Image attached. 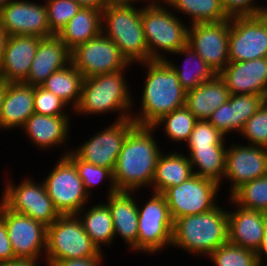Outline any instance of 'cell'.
I'll use <instances>...</instances> for the list:
<instances>
[{
  "label": "cell",
  "mask_w": 267,
  "mask_h": 266,
  "mask_svg": "<svg viewBox=\"0 0 267 266\" xmlns=\"http://www.w3.org/2000/svg\"><path fill=\"white\" fill-rule=\"evenodd\" d=\"M71 63L84 79L130 69L132 66L117 45L103 33L71 50Z\"/></svg>",
  "instance_id": "obj_12"
},
{
  "label": "cell",
  "mask_w": 267,
  "mask_h": 266,
  "mask_svg": "<svg viewBox=\"0 0 267 266\" xmlns=\"http://www.w3.org/2000/svg\"><path fill=\"white\" fill-rule=\"evenodd\" d=\"M50 31L57 35L82 8L76 0H45Z\"/></svg>",
  "instance_id": "obj_38"
},
{
  "label": "cell",
  "mask_w": 267,
  "mask_h": 266,
  "mask_svg": "<svg viewBox=\"0 0 267 266\" xmlns=\"http://www.w3.org/2000/svg\"><path fill=\"white\" fill-rule=\"evenodd\" d=\"M230 19L189 25L187 45L219 74L229 61Z\"/></svg>",
  "instance_id": "obj_16"
},
{
  "label": "cell",
  "mask_w": 267,
  "mask_h": 266,
  "mask_svg": "<svg viewBox=\"0 0 267 266\" xmlns=\"http://www.w3.org/2000/svg\"><path fill=\"white\" fill-rule=\"evenodd\" d=\"M64 155L75 165L78 176L82 179L83 186L85 191L91 197L93 187L98 186V184L102 183L103 180L109 183L108 191L106 196L117 192V188L115 187L113 172L110 169L105 167L96 166L92 163H88L82 159H80L72 150L68 149L65 151Z\"/></svg>",
  "instance_id": "obj_36"
},
{
  "label": "cell",
  "mask_w": 267,
  "mask_h": 266,
  "mask_svg": "<svg viewBox=\"0 0 267 266\" xmlns=\"http://www.w3.org/2000/svg\"><path fill=\"white\" fill-rule=\"evenodd\" d=\"M102 33V10L82 7L57 36L73 50Z\"/></svg>",
  "instance_id": "obj_28"
},
{
  "label": "cell",
  "mask_w": 267,
  "mask_h": 266,
  "mask_svg": "<svg viewBox=\"0 0 267 266\" xmlns=\"http://www.w3.org/2000/svg\"><path fill=\"white\" fill-rule=\"evenodd\" d=\"M196 122L195 116L184 106L163 115L152 127L158 130L159 127L163 126L162 130H165L164 134H166L167 139L179 144V142H187Z\"/></svg>",
  "instance_id": "obj_34"
},
{
  "label": "cell",
  "mask_w": 267,
  "mask_h": 266,
  "mask_svg": "<svg viewBox=\"0 0 267 266\" xmlns=\"http://www.w3.org/2000/svg\"><path fill=\"white\" fill-rule=\"evenodd\" d=\"M174 54L177 56H184V66L180 67L177 64L175 65L172 60H165L176 72L180 85L186 90V92L195 89L205 81L212 80L217 75V73L212 70L189 45L180 48L172 55Z\"/></svg>",
  "instance_id": "obj_30"
},
{
  "label": "cell",
  "mask_w": 267,
  "mask_h": 266,
  "mask_svg": "<svg viewBox=\"0 0 267 266\" xmlns=\"http://www.w3.org/2000/svg\"><path fill=\"white\" fill-rule=\"evenodd\" d=\"M0 215L5 219L15 257L36 261L45 259L47 248V227L45 225L27 215L10 210L1 200Z\"/></svg>",
  "instance_id": "obj_14"
},
{
  "label": "cell",
  "mask_w": 267,
  "mask_h": 266,
  "mask_svg": "<svg viewBox=\"0 0 267 266\" xmlns=\"http://www.w3.org/2000/svg\"><path fill=\"white\" fill-rule=\"evenodd\" d=\"M173 11L187 15L190 25L194 23L221 22L230 19L220 0H165Z\"/></svg>",
  "instance_id": "obj_33"
},
{
  "label": "cell",
  "mask_w": 267,
  "mask_h": 266,
  "mask_svg": "<svg viewBox=\"0 0 267 266\" xmlns=\"http://www.w3.org/2000/svg\"><path fill=\"white\" fill-rule=\"evenodd\" d=\"M0 20L9 35H31L40 38L54 35L48 24L45 3L11 0L0 10Z\"/></svg>",
  "instance_id": "obj_17"
},
{
  "label": "cell",
  "mask_w": 267,
  "mask_h": 266,
  "mask_svg": "<svg viewBox=\"0 0 267 266\" xmlns=\"http://www.w3.org/2000/svg\"><path fill=\"white\" fill-rule=\"evenodd\" d=\"M139 64L147 69V75L140 96L141 110L137 114L132 112L131 119L137 125L152 126L163 115L184 107L187 92L166 60Z\"/></svg>",
  "instance_id": "obj_2"
},
{
  "label": "cell",
  "mask_w": 267,
  "mask_h": 266,
  "mask_svg": "<svg viewBox=\"0 0 267 266\" xmlns=\"http://www.w3.org/2000/svg\"><path fill=\"white\" fill-rule=\"evenodd\" d=\"M230 205L261 211L267 214V175L249 181L237 188L230 196Z\"/></svg>",
  "instance_id": "obj_35"
},
{
  "label": "cell",
  "mask_w": 267,
  "mask_h": 266,
  "mask_svg": "<svg viewBox=\"0 0 267 266\" xmlns=\"http://www.w3.org/2000/svg\"><path fill=\"white\" fill-rule=\"evenodd\" d=\"M16 258L8 237L5 219L0 215V261Z\"/></svg>",
  "instance_id": "obj_45"
},
{
  "label": "cell",
  "mask_w": 267,
  "mask_h": 266,
  "mask_svg": "<svg viewBox=\"0 0 267 266\" xmlns=\"http://www.w3.org/2000/svg\"><path fill=\"white\" fill-rule=\"evenodd\" d=\"M245 145L231 143L227 146L223 180H230L229 195L241 185L267 175V148Z\"/></svg>",
  "instance_id": "obj_18"
},
{
  "label": "cell",
  "mask_w": 267,
  "mask_h": 266,
  "mask_svg": "<svg viewBox=\"0 0 267 266\" xmlns=\"http://www.w3.org/2000/svg\"><path fill=\"white\" fill-rule=\"evenodd\" d=\"M228 211V242L258 252L267 227V214L236 205Z\"/></svg>",
  "instance_id": "obj_21"
},
{
  "label": "cell",
  "mask_w": 267,
  "mask_h": 266,
  "mask_svg": "<svg viewBox=\"0 0 267 266\" xmlns=\"http://www.w3.org/2000/svg\"><path fill=\"white\" fill-rule=\"evenodd\" d=\"M240 136L248 141L246 144L267 148V103L263 105L246 121Z\"/></svg>",
  "instance_id": "obj_39"
},
{
  "label": "cell",
  "mask_w": 267,
  "mask_h": 266,
  "mask_svg": "<svg viewBox=\"0 0 267 266\" xmlns=\"http://www.w3.org/2000/svg\"><path fill=\"white\" fill-rule=\"evenodd\" d=\"M139 1H144L145 3L147 1V4H151L154 2L153 0H108V3L115 6H135L137 5L136 3Z\"/></svg>",
  "instance_id": "obj_50"
},
{
  "label": "cell",
  "mask_w": 267,
  "mask_h": 266,
  "mask_svg": "<svg viewBox=\"0 0 267 266\" xmlns=\"http://www.w3.org/2000/svg\"><path fill=\"white\" fill-rule=\"evenodd\" d=\"M39 261L29 259V258H19L16 257L11 260L1 261L0 266H39Z\"/></svg>",
  "instance_id": "obj_47"
},
{
  "label": "cell",
  "mask_w": 267,
  "mask_h": 266,
  "mask_svg": "<svg viewBox=\"0 0 267 266\" xmlns=\"http://www.w3.org/2000/svg\"><path fill=\"white\" fill-rule=\"evenodd\" d=\"M229 61L267 58V12L230 18Z\"/></svg>",
  "instance_id": "obj_13"
},
{
  "label": "cell",
  "mask_w": 267,
  "mask_h": 266,
  "mask_svg": "<svg viewBox=\"0 0 267 266\" xmlns=\"http://www.w3.org/2000/svg\"><path fill=\"white\" fill-rule=\"evenodd\" d=\"M40 41L38 36L9 35L0 64V79L5 82H24Z\"/></svg>",
  "instance_id": "obj_20"
},
{
  "label": "cell",
  "mask_w": 267,
  "mask_h": 266,
  "mask_svg": "<svg viewBox=\"0 0 267 266\" xmlns=\"http://www.w3.org/2000/svg\"><path fill=\"white\" fill-rule=\"evenodd\" d=\"M207 258L215 266H259L255 251L229 242L219 246Z\"/></svg>",
  "instance_id": "obj_37"
},
{
  "label": "cell",
  "mask_w": 267,
  "mask_h": 266,
  "mask_svg": "<svg viewBox=\"0 0 267 266\" xmlns=\"http://www.w3.org/2000/svg\"><path fill=\"white\" fill-rule=\"evenodd\" d=\"M192 165L182 152H161L152 180V191L163 193L167 188L180 185L193 176Z\"/></svg>",
  "instance_id": "obj_27"
},
{
  "label": "cell",
  "mask_w": 267,
  "mask_h": 266,
  "mask_svg": "<svg viewBox=\"0 0 267 266\" xmlns=\"http://www.w3.org/2000/svg\"><path fill=\"white\" fill-rule=\"evenodd\" d=\"M102 33L117 45L131 65L149 61L141 7L108 4L102 10Z\"/></svg>",
  "instance_id": "obj_6"
},
{
  "label": "cell",
  "mask_w": 267,
  "mask_h": 266,
  "mask_svg": "<svg viewBox=\"0 0 267 266\" xmlns=\"http://www.w3.org/2000/svg\"><path fill=\"white\" fill-rule=\"evenodd\" d=\"M152 126L136 125L127 135L113 171L117 191H140L151 187L162 150Z\"/></svg>",
  "instance_id": "obj_1"
},
{
  "label": "cell",
  "mask_w": 267,
  "mask_h": 266,
  "mask_svg": "<svg viewBox=\"0 0 267 266\" xmlns=\"http://www.w3.org/2000/svg\"><path fill=\"white\" fill-rule=\"evenodd\" d=\"M11 0H0V10Z\"/></svg>",
  "instance_id": "obj_53"
},
{
  "label": "cell",
  "mask_w": 267,
  "mask_h": 266,
  "mask_svg": "<svg viewBox=\"0 0 267 266\" xmlns=\"http://www.w3.org/2000/svg\"><path fill=\"white\" fill-rule=\"evenodd\" d=\"M136 192L117 191L107 196L105 202L110 210L115 238L119 235L123 239L130 250L137 252L138 239V199ZM135 197V198H134Z\"/></svg>",
  "instance_id": "obj_23"
},
{
  "label": "cell",
  "mask_w": 267,
  "mask_h": 266,
  "mask_svg": "<svg viewBox=\"0 0 267 266\" xmlns=\"http://www.w3.org/2000/svg\"><path fill=\"white\" fill-rule=\"evenodd\" d=\"M265 96L238 94L236 95L237 132L242 131L246 121L263 105Z\"/></svg>",
  "instance_id": "obj_43"
},
{
  "label": "cell",
  "mask_w": 267,
  "mask_h": 266,
  "mask_svg": "<svg viewBox=\"0 0 267 266\" xmlns=\"http://www.w3.org/2000/svg\"><path fill=\"white\" fill-rule=\"evenodd\" d=\"M110 124L96 132L93 137H89V140L84 141L82 145L71 150L80 159L113 172L126 137L137 124L131 118L114 120Z\"/></svg>",
  "instance_id": "obj_15"
},
{
  "label": "cell",
  "mask_w": 267,
  "mask_h": 266,
  "mask_svg": "<svg viewBox=\"0 0 267 266\" xmlns=\"http://www.w3.org/2000/svg\"><path fill=\"white\" fill-rule=\"evenodd\" d=\"M143 4L141 21L149 49V60H165L167 56L165 57L164 52L171 55L187 45L189 27L172 13L171 7L169 9L165 2L154 1L151 4L146 3V6L144 2Z\"/></svg>",
  "instance_id": "obj_5"
},
{
  "label": "cell",
  "mask_w": 267,
  "mask_h": 266,
  "mask_svg": "<svg viewBox=\"0 0 267 266\" xmlns=\"http://www.w3.org/2000/svg\"><path fill=\"white\" fill-rule=\"evenodd\" d=\"M70 63L71 50L57 35L43 37L30 66L28 77L23 83L41 86L53 72Z\"/></svg>",
  "instance_id": "obj_22"
},
{
  "label": "cell",
  "mask_w": 267,
  "mask_h": 266,
  "mask_svg": "<svg viewBox=\"0 0 267 266\" xmlns=\"http://www.w3.org/2000/svg\"><path fill=\"white\" fill-rule=\"evenodd\" d=\"M6 86H7V82L0 79V113H1V108L3 104V99L6 93Z\"/></svg>",
  "instance_id": "obj_52"
},
{
  "label": "cell",
  "mask_w": 267,
  "mask_h": 266,
  "mask_svg": "<svg viewBox=\"0 0 267 266\" xmlns=\"http://www.w3.org/2000/svg\"><path fill=\"white\" fill-rule=\"evenodd\" d=\"M227 242L228 213L220 205L205 213L174 220L171 247L206 258Z\"/></svg>",
  "instance_id": "obj_3"
},
{
  "label": "cell",
  "mask_w": 267,
  "mask_h": 266,
  "mask_svg": "<svg viewBox=\"0 0 267 266\" xmlns=\"http://www.w3.org/2000/svg\"><path fill=\"white\" fill-rule=\"evenodd\" d=\"M5 183L1 201L10 210L27 215L46 227L61 216L42 181L39 183L33 178L26 177L18 185L12 179Z\"/></svg>",
  "instance_id": "obj_9"
},
{
  "label": "cell",
  "mask_w": 267,
  "mask_h": 266,
  "mask_svg": "<svg viewBox=\"0 0 267 266\" xmlns=\"http://www.w3.org/2000/svg\"><path fill=\"white\" fill-rule=\"evenodd\" d=\"M104 258L103 252H101L97 257L60 260L53 266H102Z\"/></svg>",
  "instance_id": "obj_46"
},
{
  "label": "cell",
  "mask_w": 267,
  "mask_h": 266,
  "mask_svg": "<svg viewBox=\"0 0 267 266\" xmlns=\"http://www.w3.org/2000/svg\"><path fill=\"white\" fill-rule=\"evenodd\" d=\"M7 38H8V35L5 33V30L0 20V64L3 59V54H4Z\"/></svg>",
  "instance_id": "obj_51"
},
{
  "label": "cell",
  "mask_w": 267,
  "mask_h": 266,
  "mask_svg": "<svg viewBox=\"0 0 267 266\" xmlns=\"http://www.w3.org/2000/svg\"><path fill=\"white\" fill-rule=\"evenodd\" d=\"M265 102L267 103V93H266V95H265Z\"/></svg>",
  "instance_id": "obj_54"
},
{
  "label": "cell",
  "mask_w": 267,
  "mask_h": 266,
  "mask_svg": "<svg viewBox=\"0 0 267 266\" xmlns=\"http://www.w3.org/2000/svg\"><path fill=\"white\" fill-rule=\"evenodd\" d=\"M138 207L137 253L157 254L172 246L173 219L162 193L152 192L151 198Z\"/></svg>",
  "instance_id": "obj_8"
},
{
  "label": "cell",
  "mask_w": 267,
  "mask_h": 266,
  "mask_svg": "<svg viewBox=\"0 0 267 266\" xmlns=\"http://www.w3.org/2000/svg\"><path fill=\"white\" fill-rule=\"evenodd\" d=\"M101 252L84 231L77 215H61L47 227L46 266L57 261L97 257Z\"/></svg>",
  "instance_id": "obj_7"
},
{
  "label": "cell",
  "mask_w": 267,
  "mask_h": 266,
  "mask_svg": "<svg viewBox=\"0 0 267 266\" xmlns=\"http://www.w3.org/2000/svg\"><path fill=\"white\" fill-rule=\"evenodd\" d=\"M257 258L260 266H267V227L265 229L262 245L257 252Z\"/></svg>",
  "instance_id": "obj_49"
},
{
  "label": "cell",
  "mask_w": 267,
  "mask_h": 266,
  "mask_svg": "<svg viewBox=\"0 0 267 266\" xmlns=\"http://www.w3.org/2000/svg\"><path fill=\"white\" fill-rule=\"evenodd\" d=\"M69 106L53 92L41 86H34L35 113L46 116H71L66 108ZM67 113V114H66Z\"/></svg>",
  "instance_id": "obj_41"
},
{
  "label": "cell",
  "mask_w": 267,
  "mask_h": 266,
  "mask_svg": "<svg viewBox=\"0 0 267 266\" xmlns=\"http://www.w3.org/2000/svg\"><path fill=\"white\" fill-rule=\"evenodd\" d=\"M61 156L42 182L60 215H76L91 197L85 191L75 165L64 154Z\"/></svg>",
  "instance_id": "obj_10"
},
{
  "label": "cell",
  "mask_w": 267,
  "mask_h": 266,
  "mask_svg": "<svg viewBox=\"0 0 267 266\" xmlns=\"http://www.w3.org/2000/svg\"><path fill=\"white\" fill-rule=\"evenodd\" d=\"M226 150V146L188 148L186 155L192 165L193 174L222 185L226 170Z\"/></svg>",
  "instance_id": "obj_31"
},
{
  "label": "cell",
  "mask_w": 267,
  "mask_h": 266,
  "mask_svg": "<svg viewBox=\"0 0 267 266\" xmlns=\"http://www.w3.org/2000/svg\"><path fill=\"white\" fill-rule=\"evenodd\" d=\"M34 113V86L7 82L0 113V130L21 129Z\"/></svg>",
  "instance_id": "obj_25"
},
{
  "label": "cell",
  "mask_w": 267,
  "mask_h": 266,
  "mask_svg": "<svg viewBox=\"0 0 267 266\" xmlns=\"http://www.w3.org/2000/svg\"><path fill=\"white\" fill-rule=\"evenodd\" d=\"M220 187L216 181L193 175L180 185L167 188L162 194L174 221L179 217L201 214L216 208Z\"/></svg>",
  "instance_id": "obj_11"
},
{
  "label": "cell",
  "mask_w": 267,
  "mask_h": 266,
  "mask_svg": "<svg viewBox=\"0 0 267 266\" xmlns=\"http://www.w3.org/2000/svg\"><path fill=\"white\" fill-rule=\"evenodd\" d=\"M30 142L43 150L66 145L70 129L69 116H46L34 113L21 127Z\"/></svg>",
  "instance_id": "obj_24"
},
{
  "label": "cell",
  "mask_w": 267,
  "mask_h": 266,
  "mask_svg": "<svg viewBox=\"0 0 267 266\" xmlns=\"http://www.w3.org/2000/svg\"><path fill=\"white\" fill-rule=\"evenodd\" d=\"M229 97L224 81L217 74L212 80L187 91L185 106L197 120H208L213 111L226 103Z\"/></svg>",
  "instance_id": "obj_26"
},
{
  "label": "cell",
  "mask_w": 267,
  "mask_h": 266,
  "mask_svg": "<svg viewBox=\"0 0 267 266\" xmlns=\"http://www.w3.org/2000/svg\"><path fill=\"white\" fill-rule=\"evenodd\" d=\"M83 81V75L70 63L66 67L53 72L41 84V87L47 91L53 92L68 106L70 105V111L74 114L73 111L76 109L81 99Z\"/></svg>",
  "instance_id": "obj_32"
},
{
  "label": "cell",
  "mask_w": 267,
  "mask_h": 266,
  "mask_svg": "<svg viewBox=\"0 0 267 266\" xmlns=\"http://www.w3.org/2000/svg\"><path fill=\"white\" fill-rule=\"evenodd\" d=\"M226 136L217 130L208 120H197L186 144L188 148L209 146H228Z\"/></svg>",
  "instance_id": "obj_40"
},
{
  "label": "cell",
  "mask_w": 267,
  "mask_h": 266,
  "mask_svg": "<svg viewBox=\"0 0 267 266\" xmlns=\"http://www.w3.org/2000/svg\"><path fill=\"white\" fill-rule=\"evenodd\" d=\"M229 18L236 16H255L267 12L266 6L256 4L257 0H220ZM256 4V5H255Z\"/></svg>",
  "instance_id": "obj_44"
},
{
  "label": "cell",
  "mask_w": 267,
  "mask_h": 266,
  "mask_svg": "<svg viewBox=\"0 0 267 266\" xmlns=\"http://www.w3.org/2000/svg\"><path fill=\"white\" fill-rule=\"evenodd\" d=\"M208 121L226 137L237 132L236 95H230L228 101L213 111Z\"/></svg>",
  "instance_id": "obj_42"
},
{
  "label": "cell",
  "mask_w": 267,
  "mask_h": 266,
  "mask_svg": "<svg viewBox=\"0 0 267 266\" xmlns=\"http://www.w3.org/2000/svg\"><path fill=\"white\" fill-rule=\"evenodd\" d=\"M125 70L113 73L95 75L84 79L81 99L73 111L79 115H101L118 113L116 121L131 118L135 105L128 86ZM129 88V89H128ZM132 96V97H131Z\"/></svg>",
  "instance_id": "obj_4"
},
{
  "label": "cell",
  "mask_w": 267,
  "mask_h": 266,
  "mask_svg": "<svg viewBox=\"0 0 267 266\" xmlns=\"http://www.w3.org/2000/svg\"><path fill=\"white\" fill-rule=\"evenodd\" d=\"M81 7L103 10L109 3L108 0H76Z\"/></svg>",
  "instance_id": "obj_48"
},
{
  "label": "cell",
  "mask_w": 267,
  "mask_h": 266,
  "mask_svg": "<svg viewBox=\"0 0 267 266\" xmlns=\"http://www.w3.org/2000/svg\"><path fill=\"white\" fill-rule=\"evenodd\" d=\"M218 75L230 95L267 93V58L229 62Z\"/></svg>",
  "instance_id": "obj_19"
},
{
  "label": "cell",
  "mask_w": 267,
  "mask_h": 266,
  "mask_svg": "<svg viewBox=\"0 0 267 266\" xmlns=\"http://www.w3.org/2000/svg\"><path fill=\"white\" fill-rule=\"evenodd\" d=\"M88 208L85 206L76 215L81 220L84 231L90 237L92 243L102 251V246L113 245L115 241L114 225L108 205L99 202ZM87 209V210H86Z\"/></svg>",
  "instance_id": "obj_29"
}]
</instances>
